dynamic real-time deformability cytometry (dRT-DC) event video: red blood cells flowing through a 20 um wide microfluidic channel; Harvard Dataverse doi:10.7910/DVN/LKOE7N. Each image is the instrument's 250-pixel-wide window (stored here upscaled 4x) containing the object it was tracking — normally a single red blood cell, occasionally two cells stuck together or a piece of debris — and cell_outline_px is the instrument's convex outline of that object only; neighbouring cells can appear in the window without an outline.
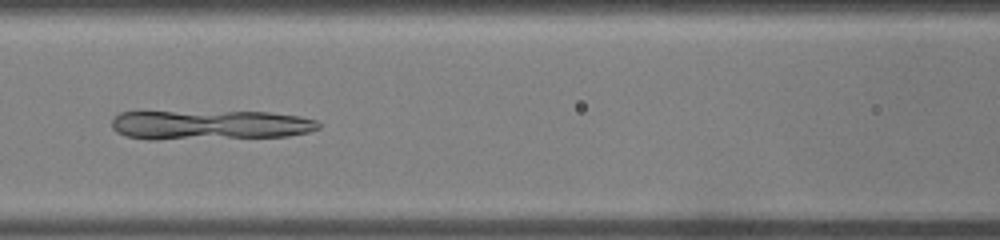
{"species": "common noctule bat (a hibernating species)", "species_latin": "Nyctalus noctula", "temperature_condition": "warm", "stored_images_in_passage": 35, "camera_frame_rate_fps": 3000, "um_per_image_px": 0.085, "animal": {"sex": "male", "body_mass_g": 19.0, "forearm_length_mm": 50.8}, "frame": {"image": 1, "passage_image": 15, "time_ms": 4.667, "image_size_px": [1000, 240], "cell_outline_px": [[320, 128], [308, 132], [288, 136], [156, 140], [148, 140], [124, 136], [116, 132], [112, 128], [112, 120], [120, 112], [268, 112], [300, 116], [316, 120], [320, 124]], "centroid_in_image_um": [17.83, 10.63], "position_along_channel_um": 148.8, "area_um2": 35.78}}
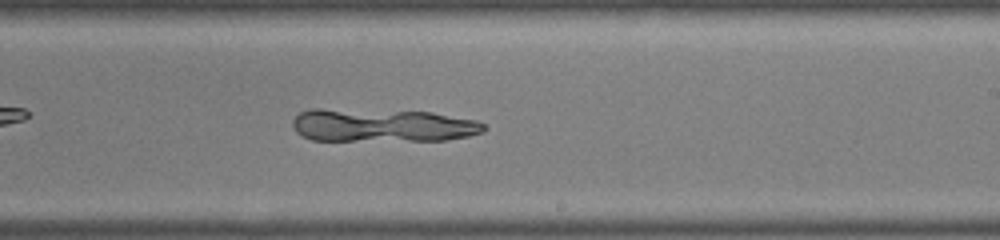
{"frame": {"image": 2, "passage_image": 21, "time_ms": 6.667, "image_size_px": [1000, 240], "cell_outline_px": [[488, 128], [484, 132], [468, 136], [444, 140], [312, 140], [296, 132], [292, 124], [292, 120], [300, 112], [308, 108], [320, 108], [432, 112], [476, 120], [484, 124]], "centroid_in_image_um": [32.49, 10.64], "position_along_channel_um": 256.5, "area_um2": 37.11}}
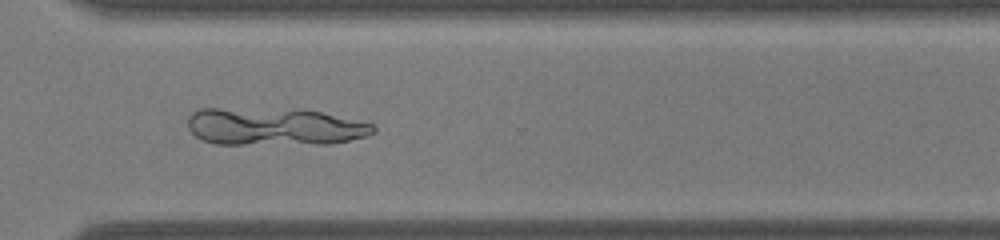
{"frame": {"image": 3, "passage_image": 26, "time_ms": 8.333, "image_size_px": [1000, 240], "cell_outline_px": [[376, 132], [368, 136], [332, 144], [216, 144], [204, 140], [196, 136], [188, 128], [188, 116], [192, 112], [200, 108], [300, 108], [320, 112], [372, 124], [376, 128]], "centroid_in_image_um": [23.32, 10.75], "position_along_channel_um": 347.3, "area_um2": 41.21}}